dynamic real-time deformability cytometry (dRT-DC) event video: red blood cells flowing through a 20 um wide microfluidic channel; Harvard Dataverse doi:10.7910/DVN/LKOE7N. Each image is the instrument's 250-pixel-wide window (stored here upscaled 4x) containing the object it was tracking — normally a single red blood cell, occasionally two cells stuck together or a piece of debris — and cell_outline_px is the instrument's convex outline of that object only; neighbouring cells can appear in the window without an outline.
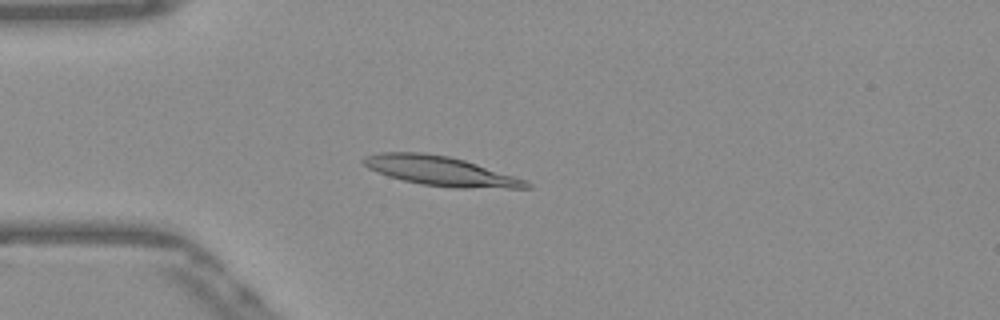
{"species": "Egyptian fruit bat (a non-hibernating species)", "species_latin": "Rousettus aegyptiacus", "temperature_condition": "warm", "stored_images_in_passage": 53, "camera_frame_rate_fps": 3000, "um_per_image_px": 0.085, "frame": {"image": 1, "passage_image": 14, "time_ms": 4.333, "image_size_px": [1000, 320], "cell_outline_px": [[532, 188], [452, 188], [420, 184], [388, 176], [368, 168], [360, 160], [364, 156], [380, 152], [424, 152], [448, 156], [464, 160], [528, 180], [532, 184]], "centroid_in_image_um": [37.46, 14.54], "position_along_channel_um": 47.5, "area_um2": 28.09}}
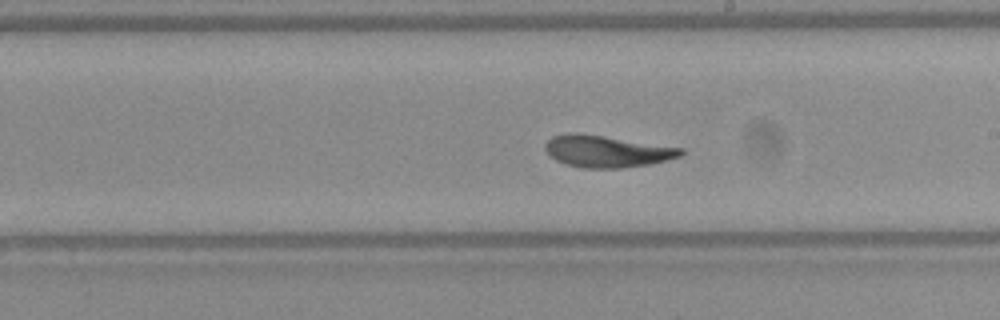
{"frame": {"image": 2, "passage_image": 30, "time_ms": 9.667, "image_size_px": [1000, 320], "cell_outline_px": [[684, 152], [680, 156], [652, 164], [620, 168], [580, 168], [564, 164], [556, 160], [544, 148], [544, 144], [552, 136], [568, 132], [576, 132], [604, 136], [684, 148]], "centroid_in_image_um": [51.56, 12.86], "position_along_channel_um": 237.4, "area_um2": 25.26}}
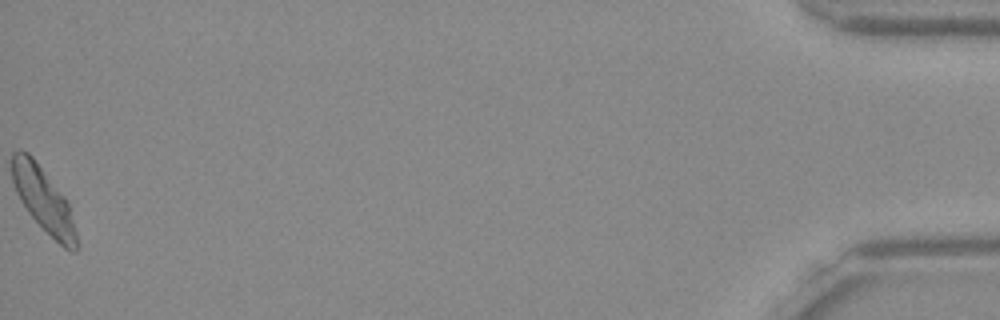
{"frame": {"image": 3, "passage_image": 53, "time_ms": 17.333, "image_size_px": [1000, 320], "cell_outline_px": [[80, 248], [76, 252], [72, 252], [64, 248], [28, 212], [20, 200], [16, 192], [12, 180], [12, 152], [16, 148], [20, 148], [28, 152], [32, 156], [68, 200], [80, 244]], "centroid_in_image_um": [3.73, 16.98], "position_along_channel_um": 431.5, "area_um2": 24.45}, "authors_computed_cell_mechanics": {"area_um2": 25.2586, "velocity_mm_per_s": 3.8347, "shape_relaxation_time_tau1_ms": 3.3254, "shape_relaxation_time_tau2_ms": 1.6029, "deformation_change_tau1": 0.1738, "deformation_change_tau2": 0.0942}}